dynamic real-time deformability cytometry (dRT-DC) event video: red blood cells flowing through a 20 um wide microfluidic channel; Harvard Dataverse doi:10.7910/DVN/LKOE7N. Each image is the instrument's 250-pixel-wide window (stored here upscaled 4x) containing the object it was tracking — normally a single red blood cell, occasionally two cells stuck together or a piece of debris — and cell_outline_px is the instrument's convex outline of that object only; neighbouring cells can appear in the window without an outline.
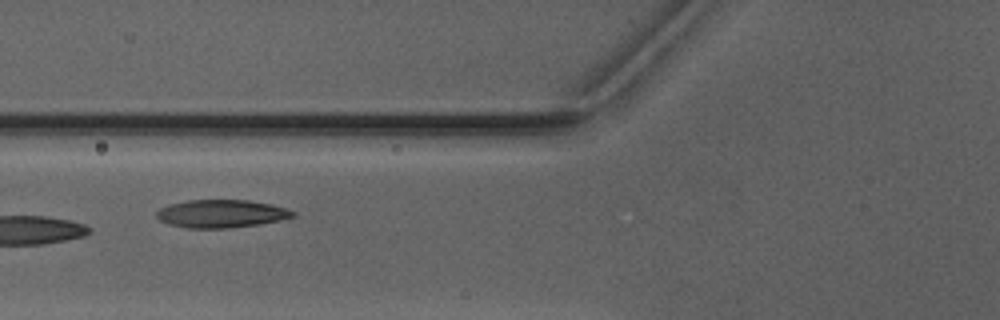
{"species": "Egyptian fruit bat (a non-hibernating species)", "species_latin": "Rousettus aegyptiacus", "temperature_condition": "warm", "stored_images_in_passage": 8, "camera_frame_rate_fps": 3000, "um_per_image_px": 0.085, "animal": {"sex": "male"}, "frame": {"image": 1, "passage_image": 6, "time_ms": 6.667, "image_size_px": [1000, 320], "cell_outline_px": [[296, 216], [280, 220], [256, 224], [228, 228], [188, 228], [168, 224], [160, 220], [156, 216], [156, 212], [160, 208], [168, 204], [188, 200], [248, 200], [272, 204], [296, 212]], "centroid_in_image_um": [18.79, 18.16], "position_along_channel_um": 107.0, "area_um2": 22.14}}
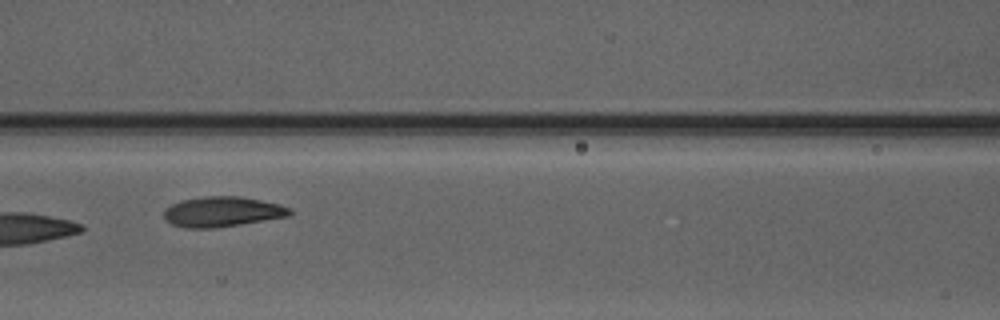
{"frame": {"image": 2, "passage_image": 7, "time_ms": 7.667, "image_size_px": [1000, 320], "cell_outline_px": [[292, 212], [288, 216], [216, 228], [184, 228], [172, 224], [164, 220], [164, 208], [180, 200], [204, 196], [240, 196], [280, 204], [292, 208]], "centroid_in_image_um": [18.86, 17.99], "position_along_channel_um": 147.7, "area_um2": 22.25}}
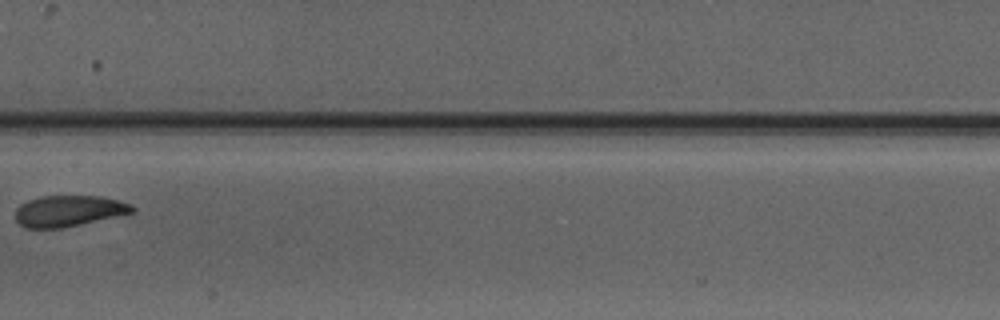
{"frame": {"image": 3, "passage_image": 8, "time_ms": 9.0, "image_size_px": [1000, 320], "cell_outline_px": [[136, 212], [80, 224], [60, 228], [24, 228], [16, 220], [16, 208], [20, 204], [28, 200], [40, 196], [100, 196], [132, 204], [136, 208]], "centroid_in_image_um": [5.84, 17.92], "position_along_channel_um": 201.6, "area_um2": 21.15}}